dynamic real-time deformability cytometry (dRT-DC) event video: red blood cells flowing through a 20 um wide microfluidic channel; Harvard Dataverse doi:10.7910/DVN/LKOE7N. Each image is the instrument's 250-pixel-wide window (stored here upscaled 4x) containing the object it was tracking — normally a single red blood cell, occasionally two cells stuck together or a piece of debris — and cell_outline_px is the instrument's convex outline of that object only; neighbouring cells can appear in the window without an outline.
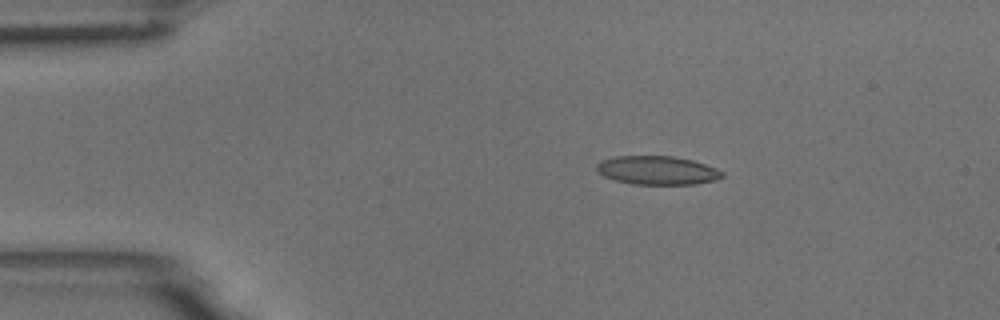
{"species": "common noctule bat (a hibernating species)", "species_latin": "Nyctalus noctula", "temperature_condition": "room temperature", "stored_images_in_passage": 3, "camera_frame_rate_fps": 3000, "um_per_image_px": 0.085, "animal": {"sex": "male", "body_mass_g": 18.8}, "frame": {"image": 1, "passage_image": 2, "time_ms": 0.333, "image_size_px": [1000, 320], "cell_outline_px": [[724, 176], [716, 180], [696, 184], [636, 184], [616, 180], [604, 176], [596, 168], [596, 164], [600, 160], [616, 156], [672, 156], [692, 160], [716, 168], [724, 172]], "centroid_in_image_um": [55.89, 14.47], "position_along_channel_um": 29.1, "area_um2": 20.87}}